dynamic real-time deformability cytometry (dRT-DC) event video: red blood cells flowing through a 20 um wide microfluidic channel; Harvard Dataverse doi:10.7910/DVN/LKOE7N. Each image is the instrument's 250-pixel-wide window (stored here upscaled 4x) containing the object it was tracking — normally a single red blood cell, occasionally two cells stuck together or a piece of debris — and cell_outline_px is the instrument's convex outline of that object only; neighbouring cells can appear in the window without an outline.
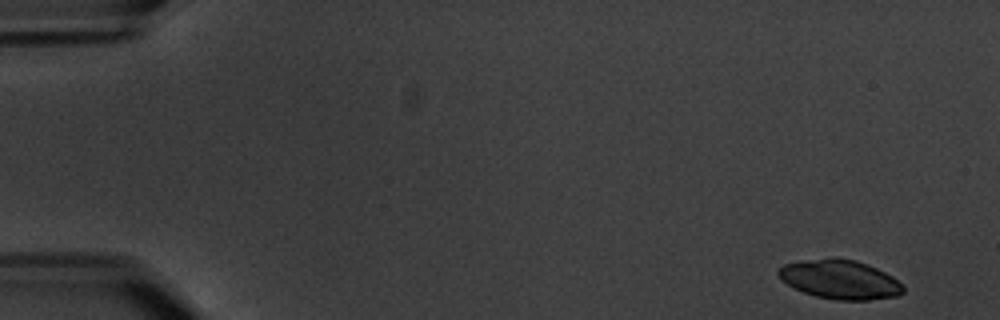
{"species": "common noctule bat (a hibernating species)", "species_latin": "Nyctalus noctula", "temperature_condition": "warm", "stored_images_in_passage": 6, "camera_frame_rate_fps": 3000, "um_per_image_px": 0.085, "animal": {"sex": "male", "body_mass_g": 20.1, "forearm_length_mm": 53.5}, "frame": {"image": 1, "passage_image": 1, "time_ms": 0.0, "image_size_px": [1000, 320], "cell_outline_px": [[904, 292], [896, 296], [868, 300], [836, 300], [816, 296], [804, 292], [788, 284], [776, 272], [776, 268], [784, 264], [832, 256], [856, 260], [868, 264], [892, 276], [904, 288]], "centroid_in_image_um": [71.39, 23.74], "position_along_channel_um": 13.6, "area_um2": 28.32}}
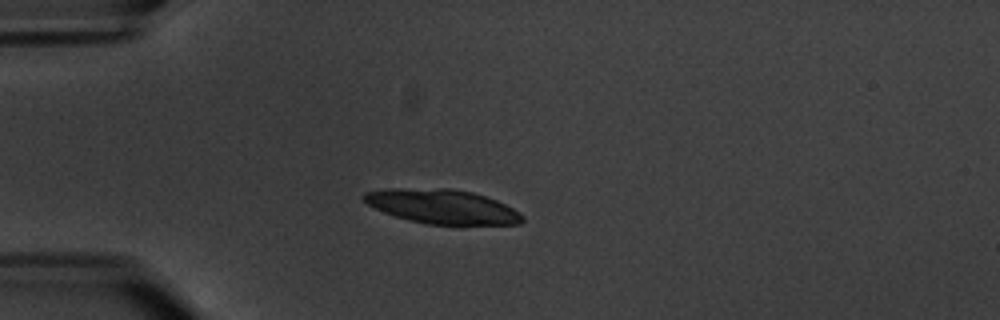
{"frame": {"image": 2, "passage_image": 5, "time_ms": 4.333, "image_size_px": [1000, 320], "cell_outline_px": [[524, 220], [520, 224], [428, 224], [408, 220], [384, 212], [368, 204], [360, 196], [364, 192], [384, 188], [452, 188], [472, 192], [496, 200], [520, 212], [524, 216]], "centroid_in_image_um": [37.56, 17.54], "position_along_channel_um": 47.4, "area_um2": 31.67}}